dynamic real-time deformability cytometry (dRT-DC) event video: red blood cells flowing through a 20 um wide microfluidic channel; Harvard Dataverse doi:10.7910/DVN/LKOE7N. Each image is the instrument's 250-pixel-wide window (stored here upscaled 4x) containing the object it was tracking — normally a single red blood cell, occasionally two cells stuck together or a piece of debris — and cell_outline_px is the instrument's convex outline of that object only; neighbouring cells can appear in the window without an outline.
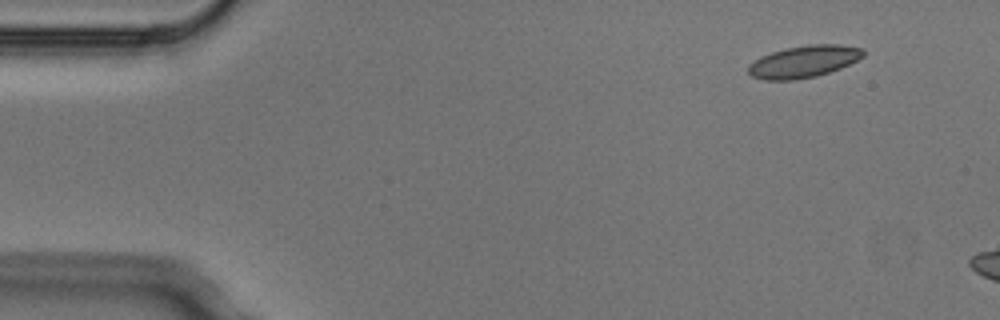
{"species": "Egyptian fruit bat (a non-hibernating species)", "species_latin": "Rousettus aegyptiacus", "temperature_condition": "cold", "stored_images_in_passage": 3, "camera_frame_rate_fps": 3000, "um_per_image_px": 0.085, "animal": {"sex": "male"}, "frame": {"image": 1, "passage_image": 1, "time_ms": 0.0, "image_size_px": [1000, 320], "cell_outline_px": [[864, 56], [840, 68], [816, 76], [796, 80], [764, 80], [752, 76], [748, 72], [748, 64], [760, 56], [784, 48], [808, 44], [840, 44], [864, 48]], "centroid_in_image_um": [68.3, 5.22], "position_along_channel_um": 16.7, "area_um2": 21.56}}